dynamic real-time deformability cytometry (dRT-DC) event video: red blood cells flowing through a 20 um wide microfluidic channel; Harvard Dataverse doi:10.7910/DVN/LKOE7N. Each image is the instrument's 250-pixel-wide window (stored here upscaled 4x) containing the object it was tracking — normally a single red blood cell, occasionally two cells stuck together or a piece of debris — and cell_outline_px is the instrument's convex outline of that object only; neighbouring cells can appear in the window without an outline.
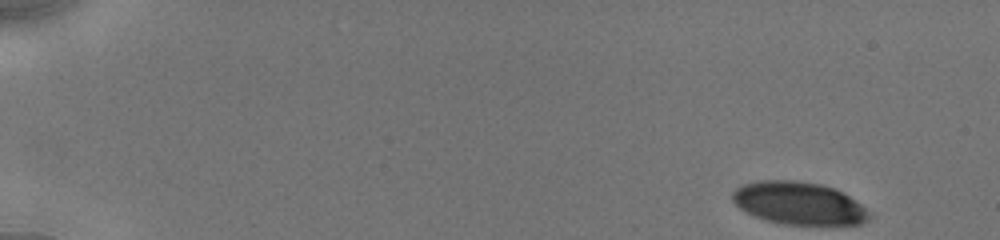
{"species": "human", "species_latin": "Homo sapiens", "temperature_condition": "cold", "stored_images_in_passage": 15, "camera_frame_rate_fps": 3000, "um_per_image_px": 0.085, "donor": {"sex": "male"}, "frame": {"image": 1, "passage_image": 1, "time_ms": 0.0, "image_size_px": [1000, 240], "cell_outline_px": [[872, 216], [868, 220], [860, 224], [784, 224], [764, 220], [740, 208], [732, 200], [732, 192], [736, 188], [744, 184], [760, 180], [792, 180], [820, 184], [836, 188], [844, 192], [856, 200]], "centroid_in_image_um": [67.91, 17.26], "position_along_channel_um": 17.1, "area_um2": 33.87}}
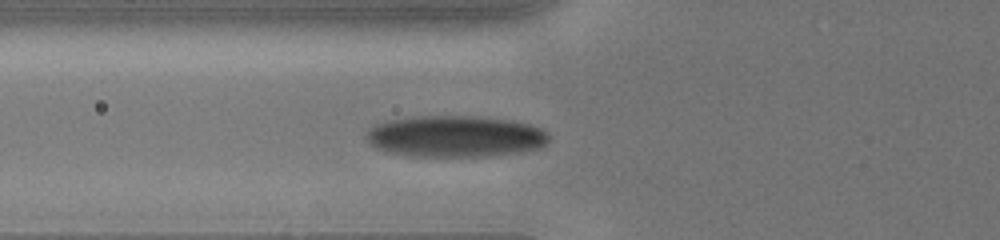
{"frame": {"image": 2, "passage_image": 9, "time_ms": 5.667, "image_size_px": [1000, 240], "cell_outline_px": [[548, 140], [544, 144], [520, 152], [492, 156], [408, 156], [388, 152], [376, 148], [368, 140], [368, 128], [376, 124], [388, 120], [416, 116], [472, 116], [512, 120], [528, 124], [540, 128], [548, 132]], "centroid_in_image_um": [38.67, 11.58], "position_along_channel_um": 87.1, "area_um2": 43.87}}
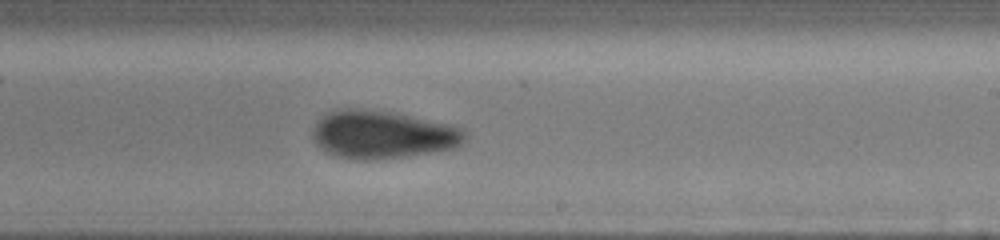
{"frame": {"image": 3, "passage_image": 15, "time_ms": 10.0, "image_size_px": [1000, 240], "cell_outline_px": [[468, 136], [456, 148], [404, 156], [376, 160], [356, 160], [336, 156], [324, 152], [312, 140], [312, 132], [316, 124], [328, 112], [340, 108], [352, 108], [388, 112], [456, 124], [464, 128]], "centroid_in_image_um": [32.53, 11.45], "position_along_channel_um": 256.5, "area_um2": 42.83}}